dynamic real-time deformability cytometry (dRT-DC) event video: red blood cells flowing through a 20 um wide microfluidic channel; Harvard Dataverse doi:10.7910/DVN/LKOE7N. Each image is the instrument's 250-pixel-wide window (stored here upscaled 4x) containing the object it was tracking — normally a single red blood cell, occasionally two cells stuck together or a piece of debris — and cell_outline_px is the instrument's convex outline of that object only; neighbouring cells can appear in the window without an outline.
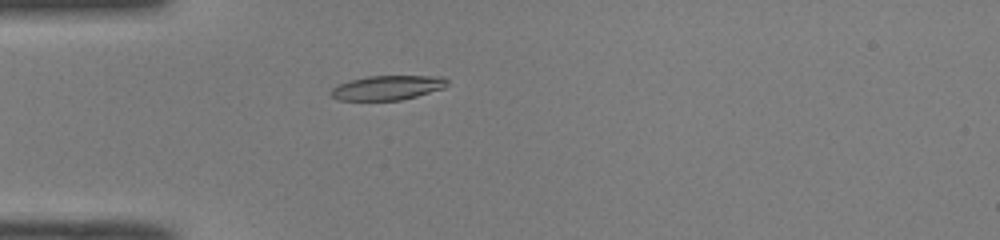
{"species": "common noctule bat (a hibernating species)", "species_latin": "Nyctalus noctula", "temperature_condition": "room temperature", "stored_images_in_passage": 36, "camera_frame_rate_fps": 3000, "um_per_image_px": 0.085, "animal": {"sex": "male", "body_mass_g": 19.0, "forearm_length_mm": 50.8}, "frame": {"image": 1, "passage_image": 1, "time_ms": 0.0, "image_size_px": [1000, 240], "cell_outline_px": [[448, 84], [444, 88], [416, 96], [400, 100], [336, 100], [328, 92], [332, 88], [340, 84], [352, 80], [368, 76], [444, 76], [448, 80]], "centroid_in_image_um": [32.94, 7.45], "position_along_channel_um": 52.1, "area_um2": 16.53}}
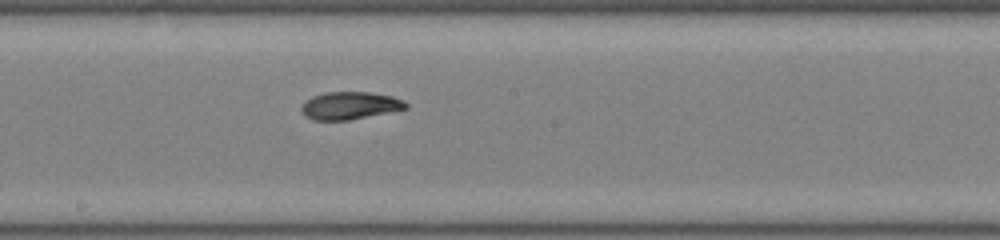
{"frame": {"image": 2, "passage_image": 14, "time_ms": 4.333, "image_size_px": [1000, 240], "cell_outline_px": [[408, 108], [348, 120], [312, 120], [304, 116], [300, 108], [304, 100], [312, 96], [324, 92], [372, 92], [392, 96], [404, 100], [408, 104]], "centroid_in_image_um": [29.7, 8.96], "position_along_channel_um": 218.5, "area_um2": 16.94}}
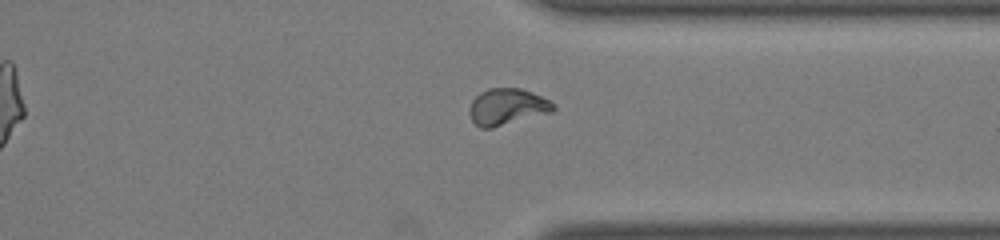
{"frame": {"image": 3, "passage_image": 25, "time_ms": 8.0, "image_size_px": [1000, 240], "cell_outline_px": [[556, 108], [552, 112], [492, 128], [480, 128], [472, 120], [468, 112], [468, 108], [472, 100], [480, 92], [488, 88], [520, 88], [532, 92], [556, 104]], "centroid_in_image_um": [43.09, 9.07], "position_along_channel_um": 368.3, "area_um2": 17.92}, "authors_computed_cell_mechanics": {"area_um2": 17.1088, "velocity_mm_per_s": 4.0836, "shape_relaxation_time_tau1_ms": 6.1315, "shape_relaxation_time_tau2_ms": 1.7234, "deformation_change_tau1": 0.1916, "deformation_change_tau2": 0.0583}}